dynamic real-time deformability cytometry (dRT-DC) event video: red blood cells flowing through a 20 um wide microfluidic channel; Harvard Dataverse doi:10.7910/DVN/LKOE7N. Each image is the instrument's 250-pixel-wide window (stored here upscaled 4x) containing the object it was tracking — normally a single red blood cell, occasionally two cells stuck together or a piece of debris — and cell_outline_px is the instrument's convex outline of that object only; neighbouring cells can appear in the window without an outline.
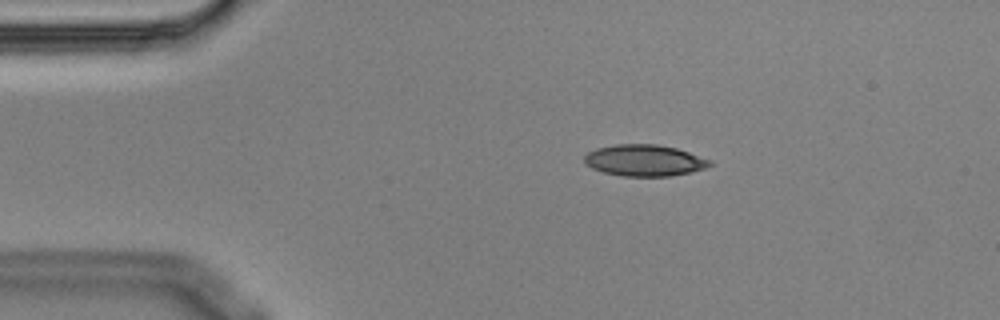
{"species": "Egyptian fruit bat (a non-hibernating species)", "species_latin": "Rousettus aegyptiacus", "temperature_condition": "cold", "stored_images_in_passage": 13, "camera_frame_rate_fps": 3000, "um_per_image_px": 0.085, "animal": {"sex": "male"}, "frame": {"image": 1, "passage_image": 1, "time_ms": 0.0, "image_size_px": [1000, 320], "cell_outline_px": [[712, 164], [704, 168], [692, 172], [668, 176], [624, 176], [604, 172], [592, 168], [584, 164], [584, 156], [588, 152], [596, 148], [616, 144], [656, 144], [676, 148], [712, 160]], "centroid_in_image_um": [54.76, 13.63], "position_along_channel_um": 30.2, "area_um2": 22.95}}
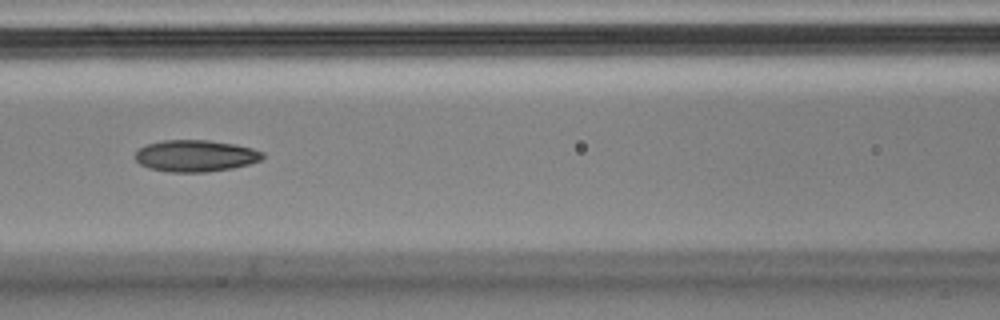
{"frame": {"image": 2, "passage_image": 5, "time_ms": 1.333, "image_size_px": [1000, 320], "cell_outline_px": [[264, 156], [260, 160], [248, 164], [232, 168], [204, 172], [168, 172], [148, 168], [140, 164], [136, 160], [136, 152], [144, 144], [164, 140], [208, 140], [236, 144], [252, 148], [264, 152]], "centroid_in_image_um": [16.61, 13.24], "position_along_channel_um": 150.0, "area_um2": 23.58}}
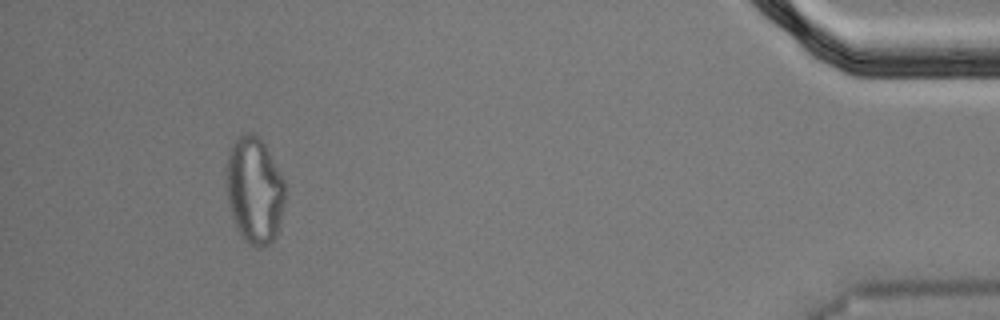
{"frame": {"image": 3, "passage_image": 12, "time_ms": 3.667, "image_size_px": [1000, 320], "cell_outline_px": [[284, 204], [280, 228], [276, 236], [268, 244], [260, 248], [248, 244], [244, 240], [232, 216], [228, 200], [228, 152], [232, 144], [244, 132], [252, 132], [264, 144], [284, 180]], "centroid_in_image_um": [21.66, 16.2], "position_along_channel_um": 413.5, "area_um2": 35.89}}